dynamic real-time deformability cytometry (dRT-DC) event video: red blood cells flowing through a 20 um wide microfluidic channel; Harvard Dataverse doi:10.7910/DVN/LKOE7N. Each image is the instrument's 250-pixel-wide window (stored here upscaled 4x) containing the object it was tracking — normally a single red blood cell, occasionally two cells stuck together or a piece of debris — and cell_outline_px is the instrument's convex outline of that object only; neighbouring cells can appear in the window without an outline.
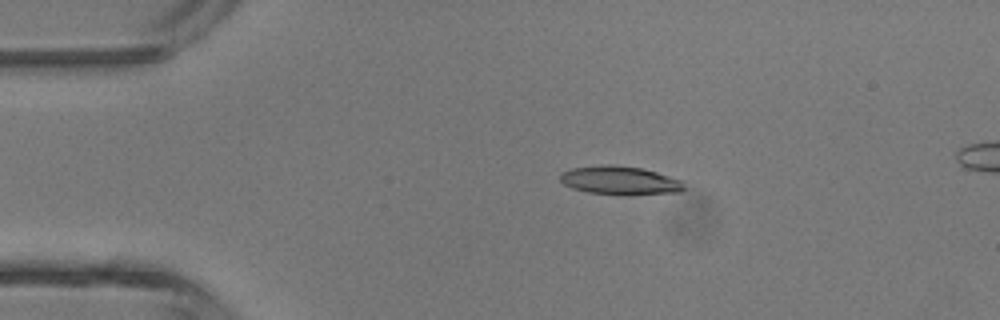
{"species": "common noctule bat (a hibernating species)", "species_latin": "Nyctalus noctula", "temperature_condition": "room temperature", "stored_images_in_passage": 4, "camera_frame_rate_fps": 3000, "um_per_image_px": 0.085, "animal": {"sex": "male", "body_mass_g": 13.3}, "frame": {"image": 1, "passage_image": 2, "time_ms": 1.333, "image_size_px": [1000, 320], "cell_outline_px": [[684, 188], [680, 192], [632, 196], [620, 196], [588, 192], [572, 188], [564, 184], [560, 180], [560, 172], [572, 168], [600, 164], [608, 164], [640, 168], [656, 172], [680, 180], [684, 184]], "centroid_in_image_um": [52.67, 15.36], "position_along_channel_um": 32.3, "area_um2": 20.98}}